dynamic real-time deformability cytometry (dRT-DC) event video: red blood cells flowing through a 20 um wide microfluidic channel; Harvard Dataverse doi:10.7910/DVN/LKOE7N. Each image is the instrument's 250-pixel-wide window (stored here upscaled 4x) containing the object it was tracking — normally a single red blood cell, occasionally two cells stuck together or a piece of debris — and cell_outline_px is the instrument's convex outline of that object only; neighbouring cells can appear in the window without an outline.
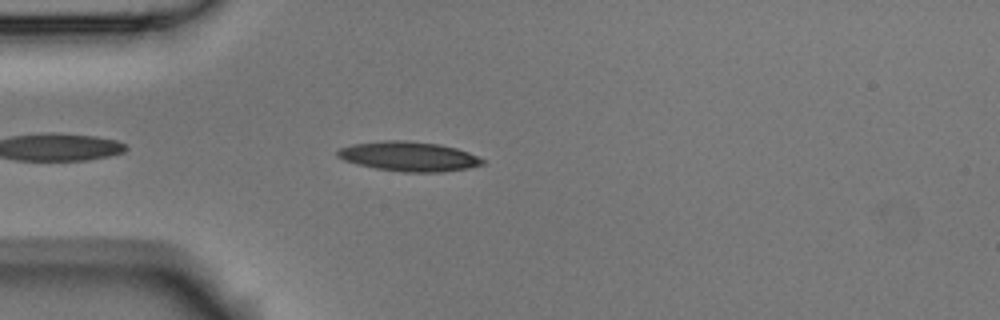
{"species": "Egyptian fruit bat (a non-hibernating species)", "species_latin": "Rousettus aegyptiacus", "temperature_condition": "room temperature", "stored_images_in_passage": 6, "camera_frame_rate_fps": 3000, "um_per_image_px": 0.085, "animal": {"sex": "male"}, "frame": {"image": 1, "passage_image": 5, "time_ms": 1.333, "image_size_px": [1000, 320], "cell_outline_px": [[484, 164], [468, 168], [440, 172], [404, 172], [376, 168], [356, 164], [344, 160], [336, 156], [336, 152], [340, 148], [352, 144], [384, 140], [408, 140], [440, 144], [456, 148], [468, 152], [484, 160]], "centroid_in_image_um": [34.73, 13.29], "position_along_channel_um": 50.3, "area_um2": 25.03}}